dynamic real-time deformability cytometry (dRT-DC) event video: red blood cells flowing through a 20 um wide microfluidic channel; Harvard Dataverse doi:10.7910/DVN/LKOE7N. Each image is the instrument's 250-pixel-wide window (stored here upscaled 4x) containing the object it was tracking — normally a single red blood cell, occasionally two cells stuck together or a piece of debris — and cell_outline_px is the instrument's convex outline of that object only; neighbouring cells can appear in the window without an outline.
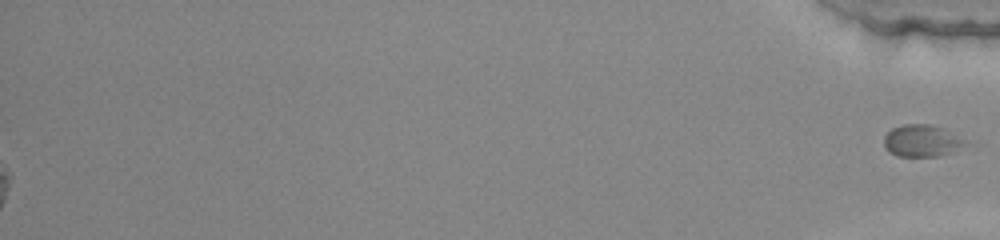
{"species": "common noctule bat (a hibernating species)", "species_latin": "Nyctalus noctula", "temperature_condition": "warm", "stored_images_in_passage": 51, "segment_of_instrument_passage": [2, 2], "camera_frame_rate_fps": 3000, "um_per_image_px": 0.085, "animal": {"sex": "female", "body_mass_g": 22.0, "forearm_length_mm": 56.7}, "frame": {"image": 1, "passage_image": 51, "time_ms": 16.667, "image_size_px": [1000, 240], "cell_outline_px": [[972, 140], [940, 156], [896, 156], [888, 152], [884, 148], [884, 136], [892, 128], [904, 124], [928, 124], [944, 128]], "centroid_in_image_um": [78.36, 11.95], "position_along_channel_um": 356.8, "area_um2": 15.32}}